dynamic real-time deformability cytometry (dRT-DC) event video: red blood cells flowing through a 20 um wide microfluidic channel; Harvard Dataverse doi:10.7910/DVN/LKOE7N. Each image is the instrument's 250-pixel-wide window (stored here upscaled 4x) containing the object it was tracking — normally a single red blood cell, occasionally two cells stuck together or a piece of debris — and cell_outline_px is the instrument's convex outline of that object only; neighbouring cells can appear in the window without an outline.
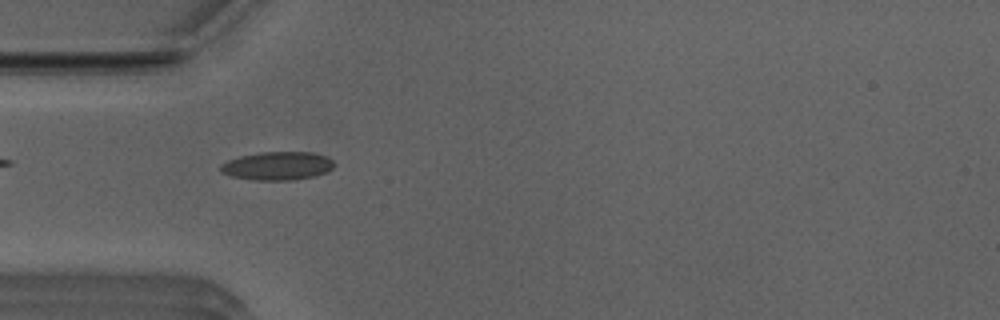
{"species": "Egyptian fruit bat (a non-hibernating species)", "species_latin": "Rousettus aegyptiacus", "temperature_condition": "room temperature", "stored_images_in_passage": 43, "camera_frame_rate_fps": 3000, "um_per_image_px": 0.085, "animal": {"sex": "male"}, "frame": {"image": 1, "passage_image": 14, "time_ms": 4.333, "image_size_px": [1000, 320], "cell_outline_px": [[336, 164], [328, 172], [316, 176], [292, 180], [252, 180], [232, 176], [220, 172], [220, 164], [228, 160], [240, 156], [260, 152], [312, 152], [324, 156], [332, 160]], "centroid_in_image_um": [23.59, 14.1], "position_along_channel_um": 61.4, "area_um2": 18.9}}
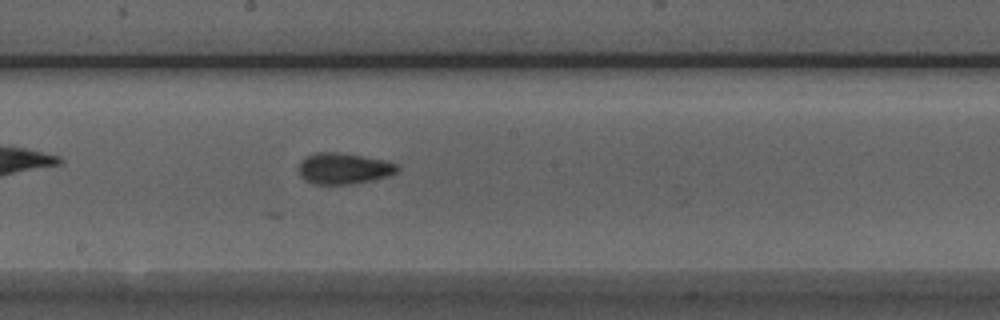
{"frame": {"image": 2, "passage_image": 26, "time_ms": 8.333, "image_size_px": [1000, 320], "cell_outline_px": [[400, 168], [396, 172], [388, 176], [372, 180], [352, 184], [316, 184], [304, 180], [300, 176], [300, 164], [308, 156], [316, 152], [340, 152], [364, 156], [384, 160], [396, 164]], "centroid_in_image_um": [29.24, 14.32], "position_along_channel_um": 219.0, "area_um2": 17.74}}
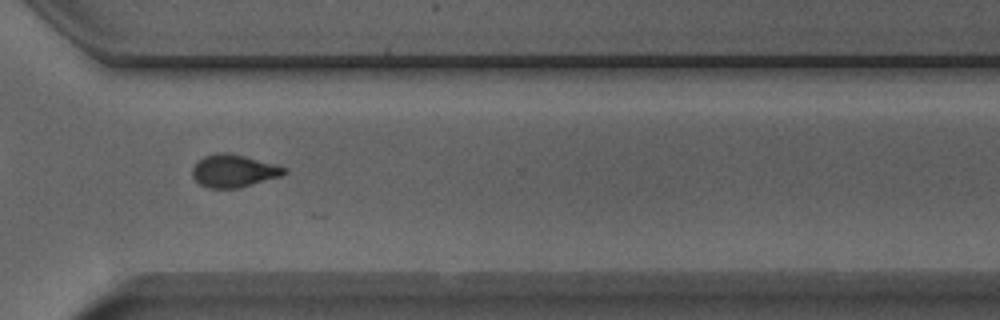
{"frame": {"image": 3, "passage_image": 36, "time_ms": 11.667, "image_size_px": [1000, 320], "cell_outline_px": [[288, 172], [280, 176], [240, 188], [208, 188], [200, 184], [192, 176], [192, 168], [204, 156], [220, 152], [228, 152], [244, 156], [288, 168]], "centroid_in_image_um": [19.87, 14.53], "position_along_channel_um": 350.7, "area_um2": 17.34}, "authors_computed_cell_mechanics": {"area_um2": 17.5134, "velocity_mm_per_s": 3.9565, "shape_relaxation_time_tau1_ms": 9.4336, "shape_relaxation_time_tau2_ms": 1.293, "deformation_change_tau1": 0.1911, "deformation_change_tau2": 0.0792}}